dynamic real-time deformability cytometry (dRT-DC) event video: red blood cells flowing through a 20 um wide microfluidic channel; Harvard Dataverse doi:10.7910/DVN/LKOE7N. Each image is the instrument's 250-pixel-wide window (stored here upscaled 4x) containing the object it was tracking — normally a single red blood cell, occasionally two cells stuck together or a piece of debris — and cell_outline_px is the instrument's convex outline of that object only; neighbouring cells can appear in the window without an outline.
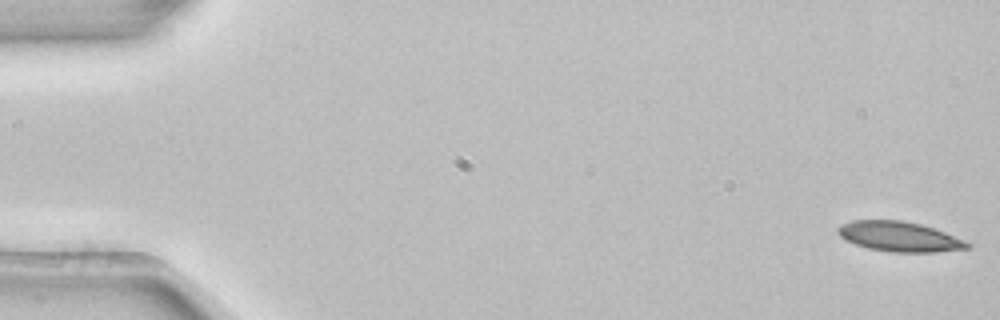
{"species": "common noctule bat (a hibernating species)", "species_latin": "Nyctalus noctula", "temperature_condition": "room temperature", "stored_images_in_passage": 53, "camera_frame_rate_fps": 3000, "um_per_image_px": 0.085, "animal": {"sex": "female", "body_mass_g": 22.7, "forearm_length_mm": 54.2}, "frame": {"image": 1, "passage_image": 1, "time_ms": 0.0, "image_size_px": [1000, 320], "cell_outline_px": [[972, 244], [968, 248], [936, 252], [888, 252], [868, 248], [856, 244], [840, 236], [836, 232], [836, 228], [840, 224], [852, 220], [904, 220], [920, 224], [944, 232], [964, 240]], "centroid_in_image_um": [76.41, 20.1], "position_along_channel_um": 8.6, "area_um2": 22.54}}
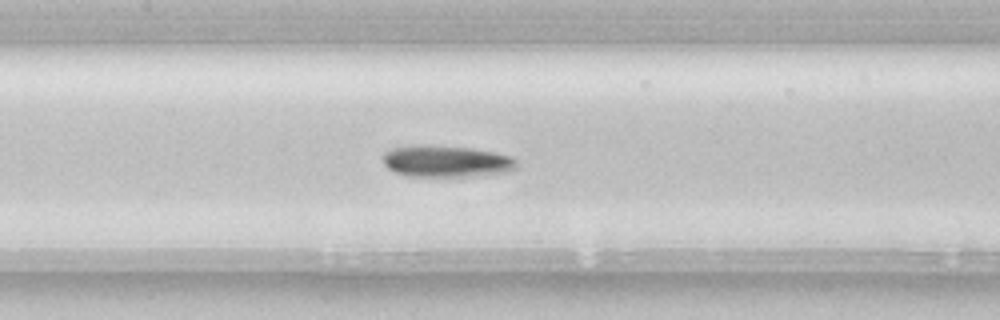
{"frame": {"image": 2, "passage_image": 25, "time_ms": 8.0, "image_size_px": [1000, 320], "cell_outline_px": [[516, 168], [508, 172], [468, 176], [404, 176], [388, 168], [384, 164], [384, 152], [392, 148], [416, 144], [472, 148], [512, 156], [516, 160]], "centroid_in_image_um": [37.91, 13.7], "position_along_channel_um": 169.5, "area_um2": 24.62}}
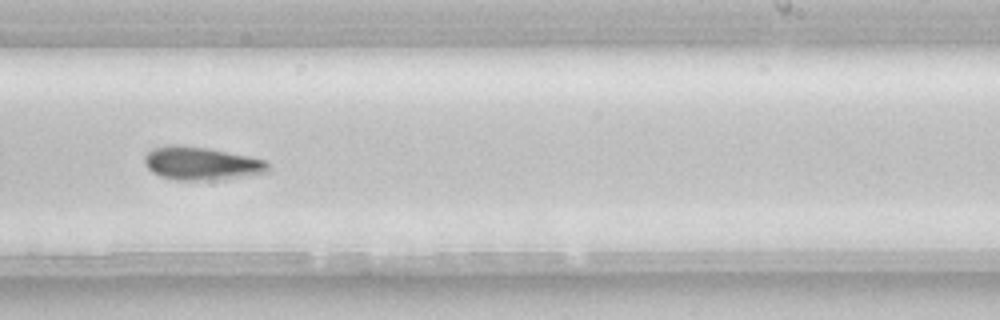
{"frame": {"image": 3, "passage_image": 33, "time_ms": 10.667, "image_size_px": [1000, 320], "cell_outline_px": [[268, 168], [264, 172], [236, 176], [196, 180], [176, 180], [160, 176], [152, 172], [144, 164], [144, 156], [152, 148], [168, 144], [180, 144], [208, 148], [248, 156], [264, 160], [268, 164]], "centroid_in_image_um": [16.98, 13.85], "position_along_channel_um": 272.0, "area_um2": 23.35}, "authors_computed_cell_mechanics": {"area_um2": 23.0622, "velocity_mm_per_s": 3.8616, "shape_relaxation_time_tau1_ms": 6.3817, "shape_relaxation_time_tau2_ms": null, "deformation_change_tau1": 0.1405, "deformation_change_tau2": null}}